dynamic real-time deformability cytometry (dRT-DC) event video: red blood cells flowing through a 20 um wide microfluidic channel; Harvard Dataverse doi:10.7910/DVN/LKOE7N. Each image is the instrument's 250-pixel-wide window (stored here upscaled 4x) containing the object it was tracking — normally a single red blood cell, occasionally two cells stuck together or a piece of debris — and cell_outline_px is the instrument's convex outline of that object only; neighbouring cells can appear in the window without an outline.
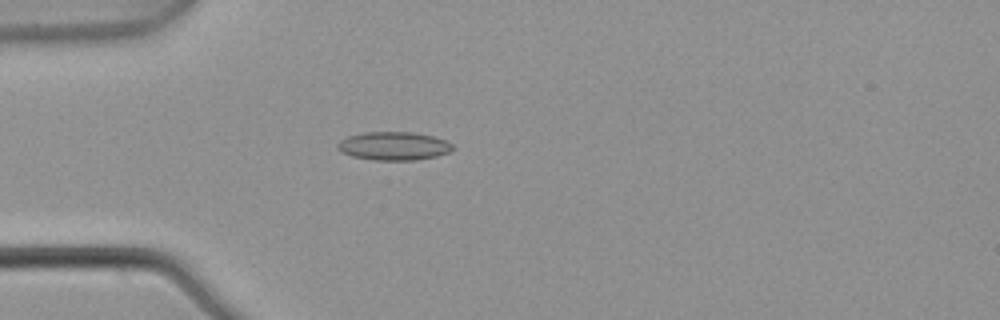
{"species": "common noctule bat (a hibernating species)", "species_latin": "Nyctalus noctula", "temperature_condition": "warm", "stored_images_in_passage": 3, "camera_frame_rate_fps": 3000, "um_per_image_px": 0.085, "animal": {"sex": "male", "body_mass_g": 21.5, "forearm_length_mm": 52.0}, "frame": {"image": 1, "passage_image": 3, "time_ms": 0.667, "image_size_px": [1000, 320], "cell_outline_px": [[456, 148], [448, 152], [436, 156], [416, 160], [372, 160], [352, 156], [340, 152], [336, 148], [336, 144], [340, 140], [348, 136], [364, 132], [412, 132], [432, 136], [444, 140], [452, 144]], "centroid_in_image_um": [33.43, 12.41], "position_along_channel_um": 51.6, "area_um2": 19.13}}